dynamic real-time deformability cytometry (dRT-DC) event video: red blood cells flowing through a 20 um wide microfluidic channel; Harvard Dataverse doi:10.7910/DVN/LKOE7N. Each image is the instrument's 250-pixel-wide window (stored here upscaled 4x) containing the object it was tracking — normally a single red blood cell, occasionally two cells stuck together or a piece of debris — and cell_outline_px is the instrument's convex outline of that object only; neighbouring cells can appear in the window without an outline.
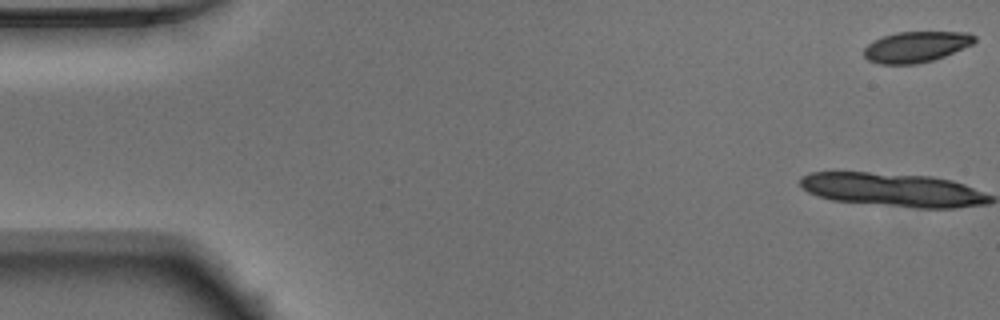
{"species": "Egyptian fruit bat (a non-hibernating species)", "species_latin": "Rousettus aegyptiacus", "temperature_condition": "warm", "stored_images_in_passage": 11, "camera_frame_rate_fps": 3000, "um_per_image_px": 0.085, "animal": {"sex": "male"}, "frame": {"image": 1, "passage_image": 1, "time_ms": 0.0, "image_size_px": [1000, 320], "cell_outline_px": [[976, 40], [972, 44], [944, 56], [932, 60], [916, 64], [880, 64], [868, 60], [864, 56], [864, 48], [868, 44], [884, 36], [896, 32], [968, 32], [976, 36]], "centroid_in_image_um": [77.86, 3.98], "position_along_channel_um": 7.1, "area_um2": 19.71}}